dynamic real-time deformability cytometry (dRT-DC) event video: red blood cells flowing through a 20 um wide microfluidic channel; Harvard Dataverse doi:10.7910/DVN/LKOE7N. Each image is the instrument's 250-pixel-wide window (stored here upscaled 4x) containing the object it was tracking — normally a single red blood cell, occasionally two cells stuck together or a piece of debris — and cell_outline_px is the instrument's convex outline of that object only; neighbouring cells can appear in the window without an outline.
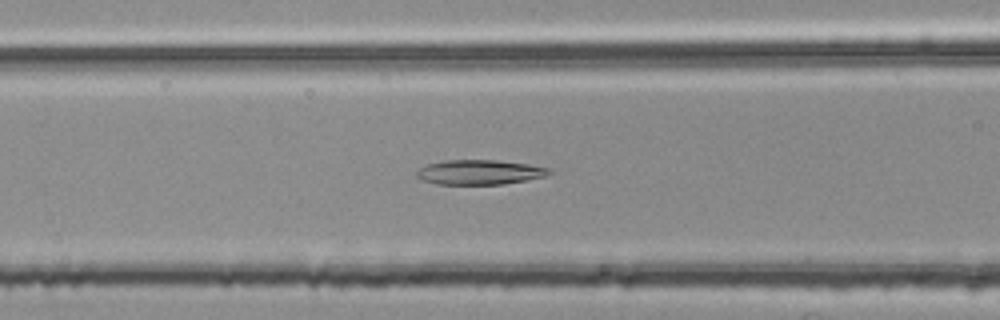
{"species": "common noctule bat (a hibernating species)", "species_latin": "Nyctalus noctula", "temperature_condition": "room temperature", "stored_images_in_passage": 39, "camera_frame_rate_fps": 3000, "um_per_image_px": 0.085, "animal": {"sex": "female", "body_mass_g": 25.1}, "frame": {"image": 1, "passage_image": 7, "time_ms": 2.0, "image_size_px": [1000, 320], "cell_outline_px": [[552, 172], [544, 176], [504, 184], [436, 184], [420, 180], [416, 176], [416, 172], [420, 168], [428, 164], [444, 160], [496, 160], [528, 164], [552, 168]], "centroid_in_image_um": [40.74, 14.63], "position_along_channel_um": 125.9, "area_um2": 19.07}}
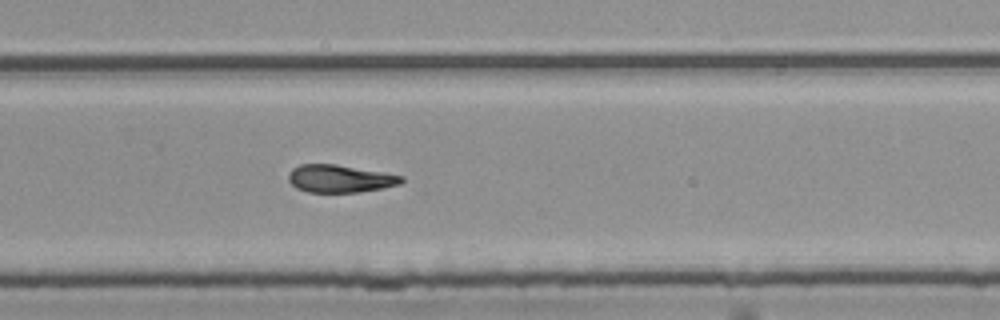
{"frame": {"image": 2, "passage_image": 21, "time_ms": 6.667, "image_size_px": [1000, 320], "cell_outline_px": [[404, 180], [400, 184], [384, 188], [360, 192], [308, 192], [296, 188], [288, 180], [288, 172], [292, 168], [300, 164], [336, 164], [384, 172], [404, 176]], "centroid_in_image_um": [28.9, 15.18], "position_along_channel_um": 300.9, "area_um2": 18.38}}
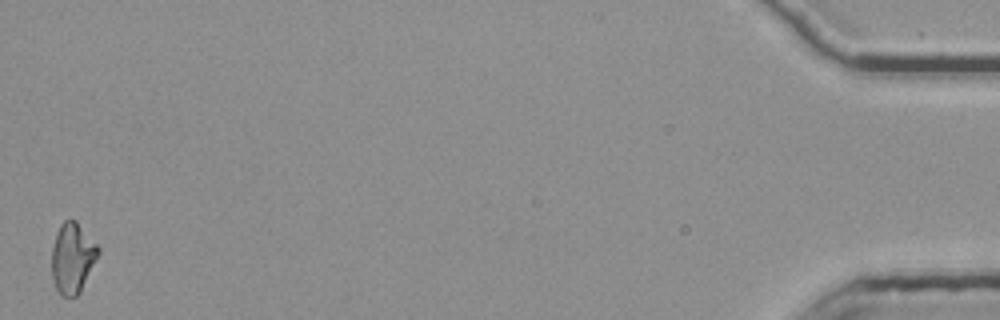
{"frame": {"image": 3, "passage_image": 39, "time_ms": 12.667, "image_size_px": [1000, 320], "cell_outline_px": [[100, 252], [80, 292], [76, 296], [64, 296], [56, 288], [52, 276], [52, 248], [60, 224], [64, 220], [76, 220], [100, 248]], "centroid_in_image_um": [6.17, 21.91], "position_along_channel_um": 429.0, "area_um2": 18.79}, "authors_computed_cell_mechanics": {"area_um2": 18.785, "velocity_mm_per_s": 3.7614, "shape_relaxation_time_tau1_ms": null, "shape_relaxation_time_tau2_ms": 6.1147, "deformation_change_tau1": null, "deformation_change_tau2": 0.1317}}